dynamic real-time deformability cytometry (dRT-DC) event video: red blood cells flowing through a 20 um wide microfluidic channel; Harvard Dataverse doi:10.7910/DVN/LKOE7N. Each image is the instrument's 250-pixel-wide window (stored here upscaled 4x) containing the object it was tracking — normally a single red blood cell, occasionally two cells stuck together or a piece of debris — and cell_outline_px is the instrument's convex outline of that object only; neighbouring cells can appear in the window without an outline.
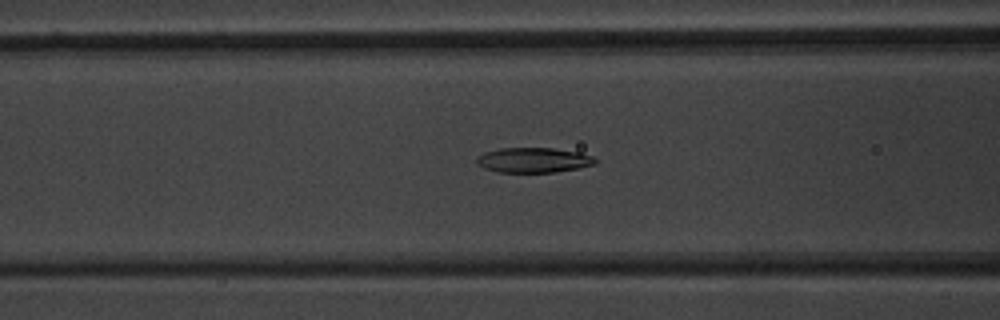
{"species": "common noctule bat (a hibernating species)", "species_latin": "Nyctalus noctula", "temperature_condition": "warm", "stored_images_in_passage": 52, "camera_frame_rate_fps": 3000, "um_per_image_px": 0.085, "animal": {"sex": "male", "body_mass_g": 20.1, "forearm_length_mm": 53.5}, "frame": {"image": 1, "passage_image": 22, "time_ms": 7.0, "image_size_px": [1000, 320], "cell_outline_px": [[596, 164], [576, 168], [552, 172], [496, 172], [484, 168], [476, 164], [476, 156], [484, 152], [500, 148], [552, 148], [580, 152], [592, 156], [596, 160]], "centroid_in_image_um": [45.29, 13.6], "position_along_channel_um": 121.3, "area_um2": 17.28}}
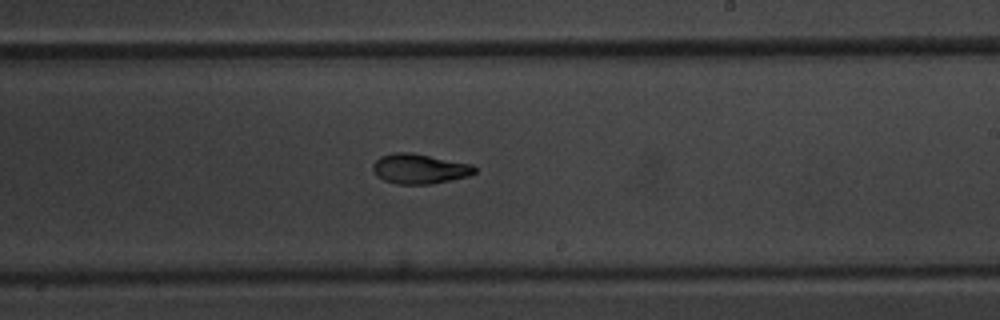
{"frame": {"image": 2, "passage_image": 32, "time_ms": 10.333, "image_size_px": [1000, 320], "cell_outline_px": [[476, 172], [468, 176], [428, 184], [396, 184], [384, 180], [376, 176], [372, 172], [372, 164], [380, 156], [392, 152], [412, 152], [472, 164], [476, 168]], "centroid_in_image_um": [35.61, 14.33], "position_along_channel_um": 253.4, "area_um2": 17.86}}
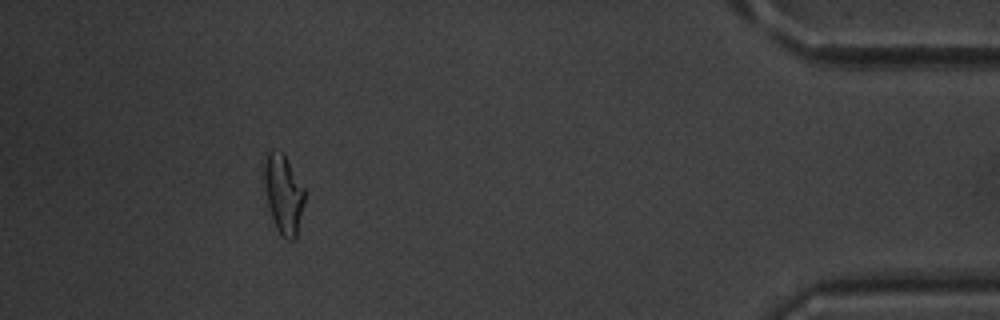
{"frame": {"image": 3, "passage_image": 48, "time_ms": 15.667, "image_size_px": [1000, 320], "cell_outline_px": [[304, 200], [296, 236], [292, 240], [288, 240], [280, 236], [276, 228], [268, 204], [260, 164], [268, 152], [272, 148], [280, 152], [284, 156], [304, 188]], "centroid_in_image_um": [24.03, 16.45], "position_along_channel_um": 411.2, "area_um2": 18.55}, "authors_computed_cell_mechanics": {"area_um2": 18.4093, "velocity_mm_per_s": 3.9596, "shape_relaxation_time_tau1_ms": 4.0523, "shape_relaxation_time_tau2_ms": 5.2821, "deformation_change_tau1": 0.1633, "deformation_change_tau2": 0.0953}}